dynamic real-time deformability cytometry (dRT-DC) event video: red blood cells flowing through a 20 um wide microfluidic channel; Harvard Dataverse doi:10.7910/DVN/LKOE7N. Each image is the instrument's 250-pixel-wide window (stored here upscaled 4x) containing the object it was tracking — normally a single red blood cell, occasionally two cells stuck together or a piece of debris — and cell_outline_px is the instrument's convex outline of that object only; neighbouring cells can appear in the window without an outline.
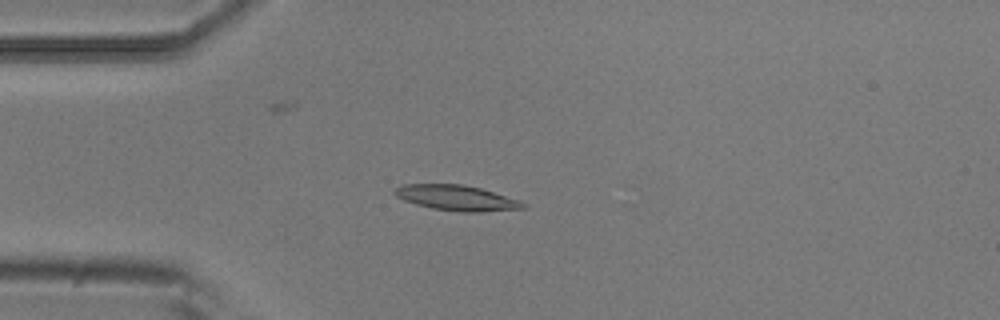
{"species": "common noctule bat (a hibernating species)", "species_latin": "Nyctalus noctula", "temperature_condition": "room temperature", "stored_images_in_passage": 7, "camera_frame_rate_fps": 3000, "um_per_image_px": 0.085, "animal": {"sex": "male", "body_mass_g": 20.5, "forearm_length_mm": 52.5}, "frame": {"image": 1, "passage_image": 4, "time_ms": 1.0, "image_size_px": [1000, 320], "cell_outline_px": [[528, 208], [484, 212], [460, 212], [432, 208], [416, 204], [404, 200], [396, 196], [392, 192], [400, 184], [464, 184], [480, 188], [520, 200], [528, 204]], "centroid_in_image_um": [38.85, 16.82], "position_along_channel_um": 46.1, "area_um2": 19.19}}
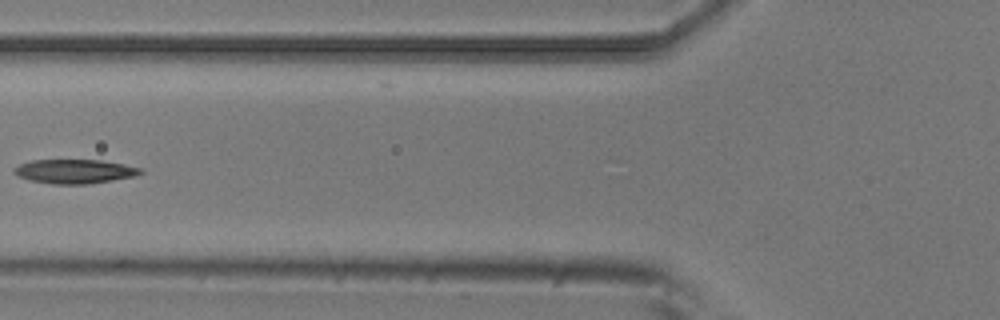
{"frame": {"image": 2, "passage_image": 6, "time_ms": 1.667, "image_size_px": [1000, 320], "cell_outline_px": [[144, 172], [136, 176], [88, 184], [52, 184], [28, 180], [16, 176], [12, 172], [20, 164], [28, 160], [100, 160], [124, 164], [144, 168]], "centroid_in_image_um": [6.35, 14.57], "position_along_channel_um": 119.4, "area_um2": 17.98}}